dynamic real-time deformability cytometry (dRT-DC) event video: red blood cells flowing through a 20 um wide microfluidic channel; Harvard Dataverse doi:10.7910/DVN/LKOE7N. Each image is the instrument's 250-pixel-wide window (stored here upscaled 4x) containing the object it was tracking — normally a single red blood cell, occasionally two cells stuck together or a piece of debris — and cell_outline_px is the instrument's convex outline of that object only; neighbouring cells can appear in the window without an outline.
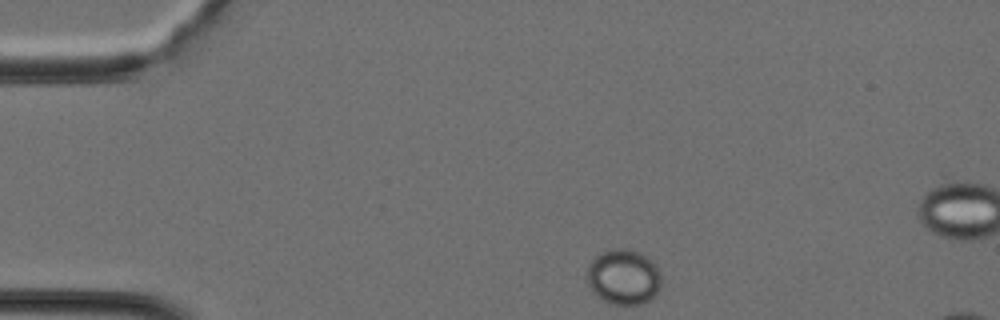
{"species": "Egyptian fruit bat (a non-hibernating species)", "species_latin": "Rousettus aegyptiacus", "temperature_condition": "cold", "stored_images_in_passage": 33, "camera_frame_rate_fps": 3000, "um_per_image_px": 0.085, "animal": {"sex": "female"}, "frame": {"image": 1, "passage_image": 1, "time_ms": 0.0, "image_size_px": [1000, 320], "cell_outline_px": [[660, 288], [648, 300], [640, 304], [612, 304], [596, 296], [588, 284], [588, 264], [600, 252], [620, 248], [624, 248], [636, 252], [652, 260], [660, 272]], "centroid_in_image_um": [52.98, 23.54], "position_along_channel_um": 32.0, "area_um2": 23.58}}
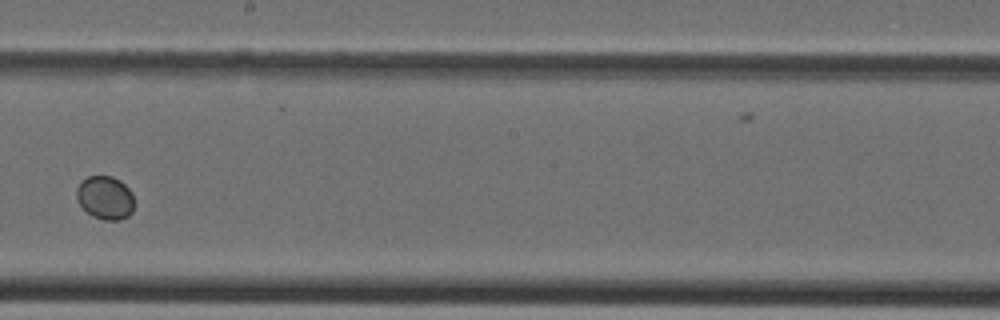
{"frame": {"image": 2, "passage_image": 16, "time_ms": 5.0, "image_size_px": [1000, 320], "cell_outline_px": [[132, 212], [128, 216], [120, 220], [104, 220], [92, 216], [76, 200], [76, 188], [80, 180], [88, 176], [112, 176], [120, 180], [132, 192]], "centroid_in_image_um": [8.91, 16.79], "position_along_channel_um": 239.3, "area_um2": 14.62}}
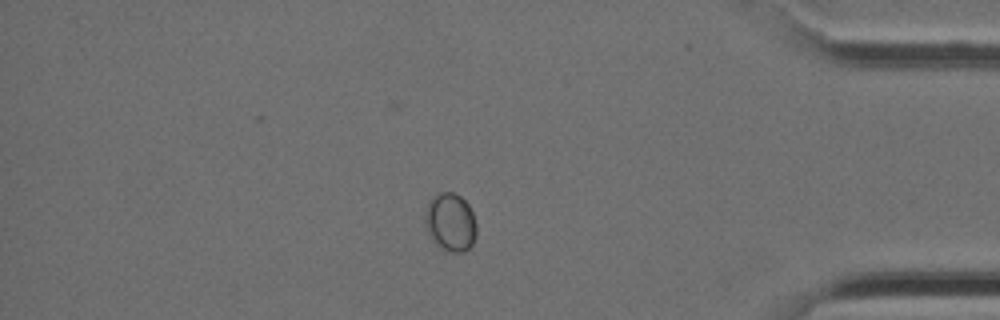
{"frame": {"image": 3, "passage_image": 27, "time_ms": 8.667, "image_size_px": [1000, 320], "cell_outline_px": [[476, 236], [472, 244], [464, 252], [452, 252], [436, 244], [432, 240], [424, 224], [424, 208], [428, 200], [432, 196], [440, 192], [452, 192], [460, 196], [468, 204], [472, 212], [476, 224]], "centroid_in_image_um": [38.25, 18.86], "position_along_channel_um": 396.9, "area_um2": 17.63}}